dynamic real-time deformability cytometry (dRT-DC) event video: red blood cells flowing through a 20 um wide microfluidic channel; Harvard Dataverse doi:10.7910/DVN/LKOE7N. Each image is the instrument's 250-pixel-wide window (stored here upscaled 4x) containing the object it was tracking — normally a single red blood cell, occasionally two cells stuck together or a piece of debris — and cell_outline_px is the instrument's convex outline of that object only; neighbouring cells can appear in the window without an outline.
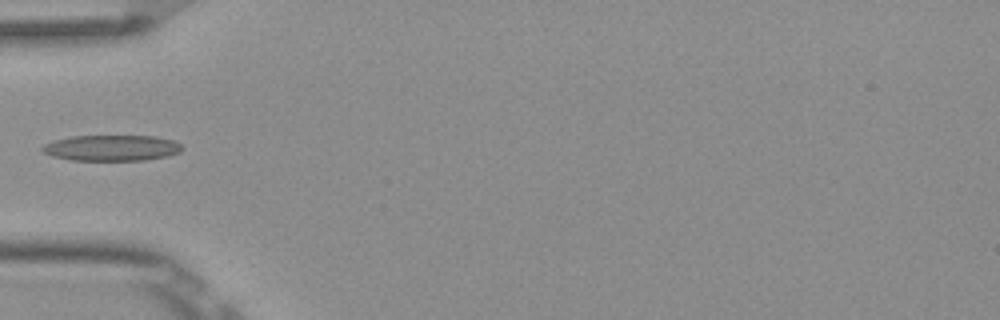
{"species": "Egyptian fruit bat (a non-hibernating species)", "species_latin": "Rousettus aegyptiacus", "temperature_condition": "room temperature", "stored_images_in_passage": 5, "camera_frame_rate_fps": 3000, "um_per_image_px": 0.085, "frame": {"image": 1, "passage_image": 5, "time_ms": 1.333, "image_size_px": [1000, 320], "cell_outline_px": [[184, 148], [180, 152], [168, 156], [144, 160], [72, 160], [52, 156], [44, 152], [40, 148], [44, 144], [52, 140], [72, 136], [156, 136], [176, 140]], "centroid_in_image_um": [9.51, 12.57], "position_along_channel_um": 75.5, "area_um2": 21.21}}